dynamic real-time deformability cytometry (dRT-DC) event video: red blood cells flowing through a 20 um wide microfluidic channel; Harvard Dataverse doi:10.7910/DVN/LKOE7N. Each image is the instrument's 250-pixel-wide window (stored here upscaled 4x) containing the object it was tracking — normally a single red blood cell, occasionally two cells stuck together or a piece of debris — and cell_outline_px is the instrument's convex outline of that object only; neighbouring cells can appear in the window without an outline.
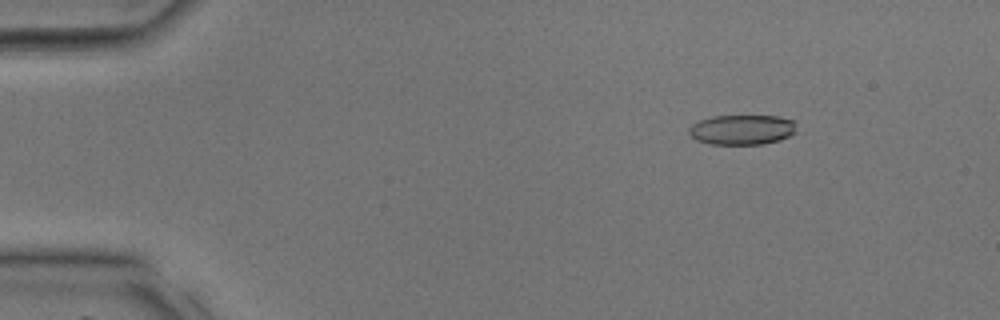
{"species": "common noctule bat (a hibernating species)", "species_latin": "Nyctalus noctula", "temperature_condition": "room temperature", "stored_images_in_passage": 31, "camera_frame_rate_fps": 3000, "um_per_image_px": 0.085, "animal": {"sex": "male", "body_mass_g": 17.9, "forearm_length_mm": 54.2}, "frame": {"image": 1, "passage_image": 5, "time_ms": 1.333, "image_size_px": [1000, 320], "cell_outline_px": [[796, 132], [780, 140], [760, 144], [712, 144], [696, 140], [688, 132], [688, 128], [692, 124], [700, 120], [712, 116], [776, 116], [792, 120], [796, 124]], "centroid_in_image_um": [63.06, 11.02], "position_along_channel_um": 21.9, "area_um2": 18.73}}
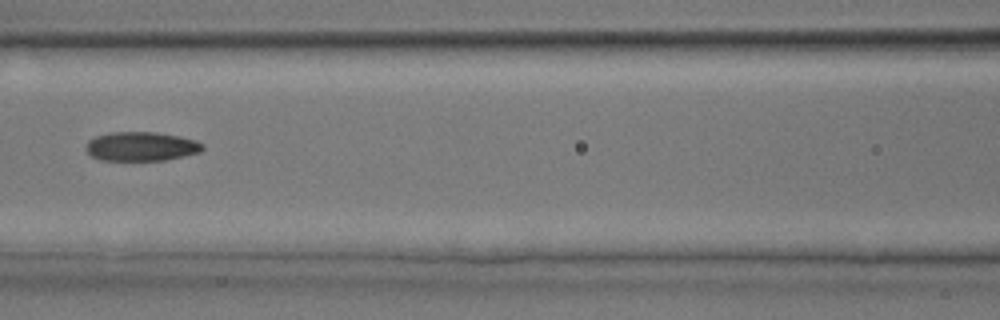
{"frame": {"image": 2, "passage_image": 17, "time_ms": 5.333, "image_size_px": [1000, 320], "cell_outline_px": [[204, 148], [200, 152], [184, 156], [164, 160], [100, 160], [92, 156], [84, 148], [88, 140], [96, 136], [112, 132], [156, 132], [180, 136], [196, 140], [204, 144]], "centroid_in_image_um": [12.01, 12.44], "position_along_channel_um": 154.6, "area_um2": 19.88}}
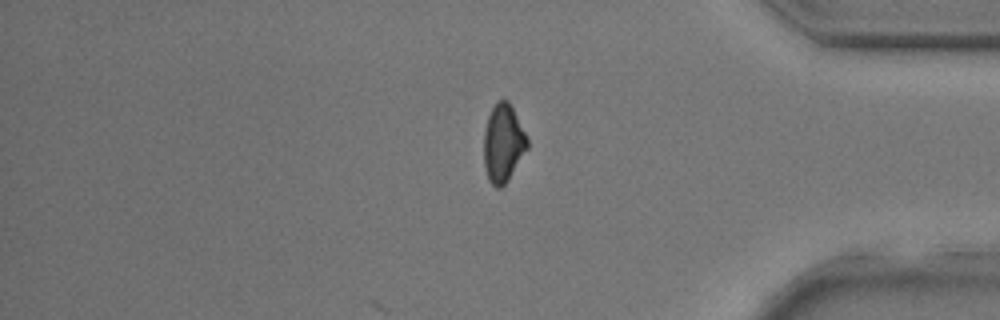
{"frame": {"image": 3, "passage_image": 31, "time_ms": 10.0, "image_size_px": [1000, 320], "cell_outline_px": [[528, 148], [508, 180], [500, 188], [496, 188], [488, 180], [484, 164], [484, 132], [488, 116], [496, 100], [508, 100], [528, 140]], "centroid_in_image_um": [42.75, 12.19], "position_along_channel_um": 392.4, "area_um2": 19.54}}